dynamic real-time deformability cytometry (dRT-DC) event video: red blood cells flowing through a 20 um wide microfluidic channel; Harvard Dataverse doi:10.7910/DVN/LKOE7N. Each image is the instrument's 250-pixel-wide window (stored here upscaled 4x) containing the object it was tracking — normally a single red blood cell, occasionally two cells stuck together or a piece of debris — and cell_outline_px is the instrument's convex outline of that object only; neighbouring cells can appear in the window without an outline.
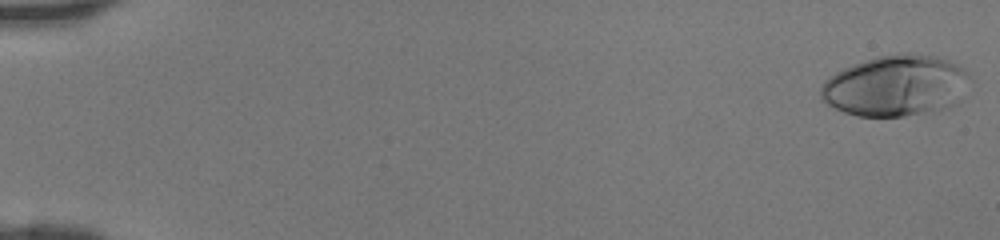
{"species": "human", "species_latin": "Homo sapiens", "temperature_condition": "room temperature", "stored_images_in_passage": 46, "camera_frame_rate_fps": 3000, "um_per_image_px": 0.085, "donor": {"sex": "female"}, "frame": {"image": 1, "passage_image": 1, "time_ms": 0.0, "image_size_px": [1000, 240], "cell_outline_px": [[972, 80], [960, 100], [956, 104], [948, 108], [932, 112], [904, 116], [856, 116], [844, 112], [828, 104], [820, 96], [820, 88], [824, 80], [828, 76], [852, 64], [876, 56], [908, 52], [936, 56], [948, 60], [964, 68], [972, 76]], "centroid_in_image_um": [76.19, 7.28], "position_along_channel_um": 8.8, "area_um2": 53.81}}
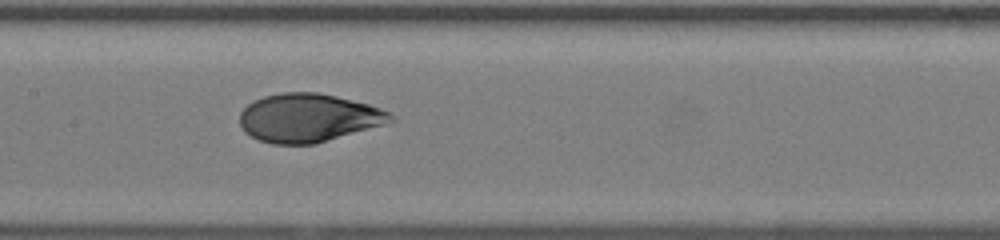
{"frame": {"image": 2, "passage_image": 24, "time_ms": 7.667, "image_size_px": [1000, 240], "cell_outline_px": [[396, 120], [384, 124], [316, 144], [272, 144], [260, 140], [244, 132], [240, 124], [240, 112], [248, 104], [264, 96], [280, 92], [316, 92], [336, 96], [368, 104], [380, 108], [388, 112]], "centroid_in_image_um": [26.19, 10.02], "position_along_channel_um": 181.2, "area_um2": 42.37}}
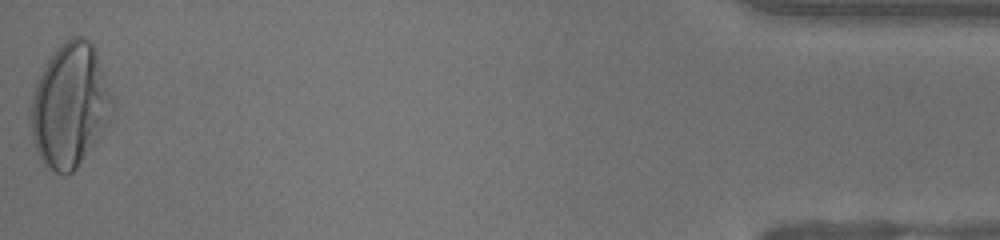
{"frame": {"image": 3, "passage_image": 46, "time_ms": 15.0, "image_size_px": [1000, 240], "cell_outline_px": [[112, 112], [108, 124], [76, 168], [72, 172], [64, 176], [44, 168], [36, 152], [32, 140], [32, 92], [36, 80], [52, 52], [60, 44], [72, 36], [80, 36], [88, 40], [92, 44], [112, 100]], "centroid_in_image_um": [5.89, 9.0], "position_along_channel_um": 429.3, "area_um2": 58.2}}